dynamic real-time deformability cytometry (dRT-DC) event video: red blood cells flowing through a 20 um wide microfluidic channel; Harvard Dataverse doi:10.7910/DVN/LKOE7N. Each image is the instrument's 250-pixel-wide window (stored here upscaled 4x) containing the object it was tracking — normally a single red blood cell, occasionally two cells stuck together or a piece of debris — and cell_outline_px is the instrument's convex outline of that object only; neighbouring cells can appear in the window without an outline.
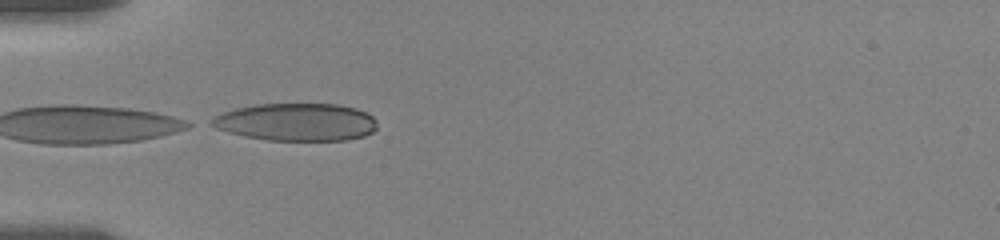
{"species": "human", "species_latin": "Homo sapiens", "temperature_condition": "room temperature", "stored_images_in_passage": 2, "camera_frame_rate_fps": 3000, "um_per_image_px": 0.085, "donor": {"sex": "female"}, "frame": {"image": 1, "passage_image": 1, "time_ms": 0.0, "image_size_px": [1000, 240], "cell_outline_px": [[376, 128], [372, 132], [364, 136], [344, 140], [268, 140], [244, 136], [228, 132], [216, 128], [208, 124], [208, 120], [224, 112], [236, 108], [256, 104], [336, 104], [352, 108], [364, 112], [372, 116], [376, 120]], "centroid_in_image_um": [25.15, 10.38], "position_along_channel_um": 59.9, "area_um2": 36.13}}